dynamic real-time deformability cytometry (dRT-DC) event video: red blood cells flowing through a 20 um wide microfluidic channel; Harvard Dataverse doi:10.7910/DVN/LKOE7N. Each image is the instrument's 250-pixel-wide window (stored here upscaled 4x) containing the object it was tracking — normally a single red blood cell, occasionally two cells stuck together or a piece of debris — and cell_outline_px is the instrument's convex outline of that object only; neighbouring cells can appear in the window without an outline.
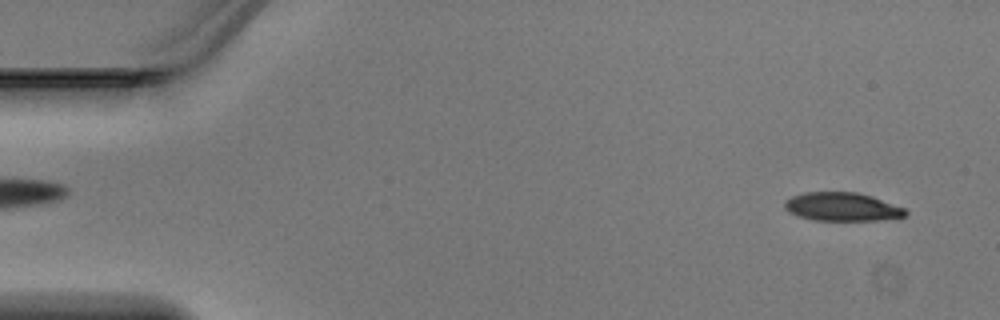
{"species": "Egyptian fruit bat (a non-hibernating species)", "species_latin": "Rousettus aegyptiacus", "temperature_condition": "warm", "stored_images_in_passage": 15, "camera_frame_rate_fps": 3000, "um_per_image_px": 0.085, "animal": {"sex": "male"}, "frame": {"image": 1, "passage_image": 2, "time_ms": 0.333, "image_size_px": [1000, 320], "cell_outline_px": [[908, 212], [904, 216], [876, 220], [816, 220], [800, 216], [788, 212], [784, 208], [784, 200], [792, 196], [804, 192], [856, 192], [872, 196], [904, 208]], "centroid_in_image_um": [71.54, 17.56], "position_along_channel_um": 13.5, "area_um2": 19.88}}
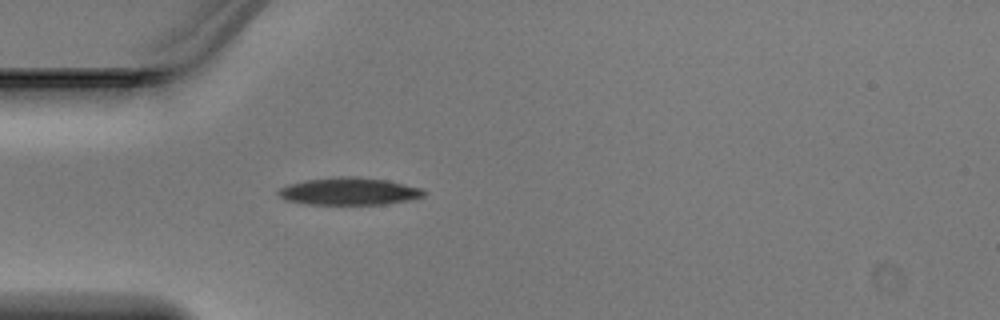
{"frame": {"image": 2, "passage_image": 13, "time_ms": 4.0, "image_size_px": [1000, 320], "cell_outline_px": [[424, 196], [408, 200], [384, 204], [308, 204], [288, 200], [280, 196], [276, 192], [280, 188], [288, 184], [304, 180], [336, 176], [356, 176], [388, 180], [420, 188], [424, 192]], "centroid_in_image_um": [29.64, 16.25], "position_along_channel_um": 55.4, "area_um2": 23.12}}
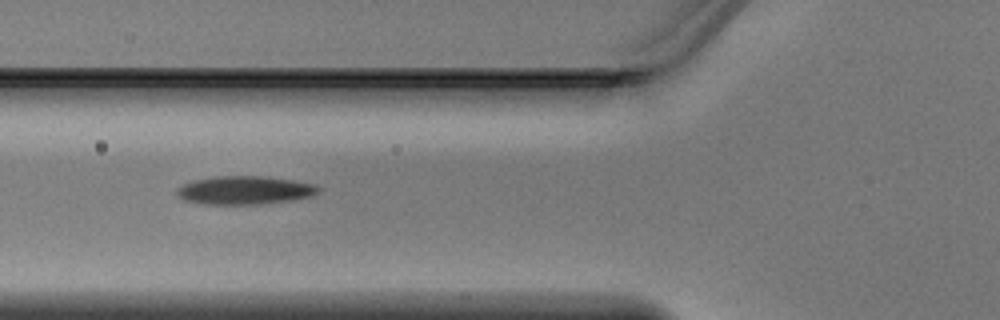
{"frame": {"image": 3, "passage_image": 15, "time_ms": 4.667, "image_size_px": [1000, 320], "cell_outline_px": [[320, 192], [312, 196], [288, 200], [260, 204], [204, 204], [184, 200], [176, 192], [184, 184], [192, 180], [216, 176], [260, 176], [292, 180], [316, 184], [320, 188]], "centroid_in_image_um": [20.83, 16.16], "position_along_channel_um": 105.0, "area_um2": 23.18}}